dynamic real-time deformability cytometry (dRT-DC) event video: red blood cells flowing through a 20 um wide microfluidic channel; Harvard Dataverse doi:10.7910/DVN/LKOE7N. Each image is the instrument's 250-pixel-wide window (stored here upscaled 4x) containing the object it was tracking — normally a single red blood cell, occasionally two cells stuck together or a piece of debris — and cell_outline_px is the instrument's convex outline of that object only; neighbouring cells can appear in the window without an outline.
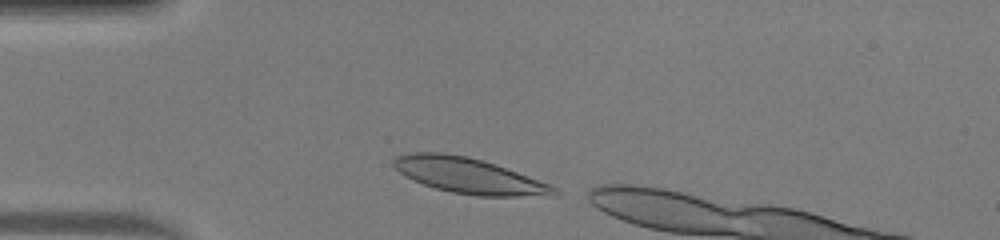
{"species": "human", "species_latin": "Homo sapiens", "temperature_condition": "warm", "stored_images_in_passage": 7, "camera_frame_rate_fps": 3000, "um_per_image_px": 0.085, "donor": {"sex": "male"}, "frame": {"image": 1, "passage_image": 1, "time_ms": 0.0, "image_size_px": [1000, 240], "cell_outline_px": [[560, 196], [476, 196], [452, 192], [436, 188], [412, 180], [404, 176], [392, 164], [392, 160], [396, 156], [408, 152], [444, 152], [468, 156], [552, 184], [560, 188]], "centroid_in_image_um": [39.88, 14.94], "position_along_channel_um": 45.1, "area_um2": 33.41}}
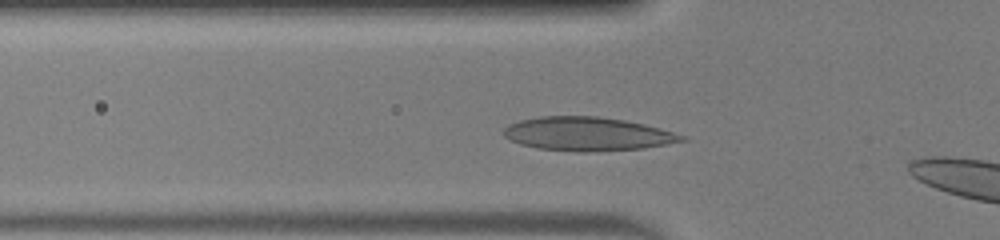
{"frame": {"image": 2, "passage_image": 5, "time_ms": 1.333, "image_size_px": [1000, 240], "cell_outline_px": [[688, 140], [668, 144], [644, 148], [588, 152], [580, 152], [536, 148], [520, 144], [508, 140], [500, 132], [508, 124], [520, 120], [540, 116], [600, 116], [624, 120], [644, 124], [660, 128], [684, 136]], "centroid_in_image_um": [49.88, 11.38], "position_along_channel_um": 75.9, "area_um2": 35.2}}